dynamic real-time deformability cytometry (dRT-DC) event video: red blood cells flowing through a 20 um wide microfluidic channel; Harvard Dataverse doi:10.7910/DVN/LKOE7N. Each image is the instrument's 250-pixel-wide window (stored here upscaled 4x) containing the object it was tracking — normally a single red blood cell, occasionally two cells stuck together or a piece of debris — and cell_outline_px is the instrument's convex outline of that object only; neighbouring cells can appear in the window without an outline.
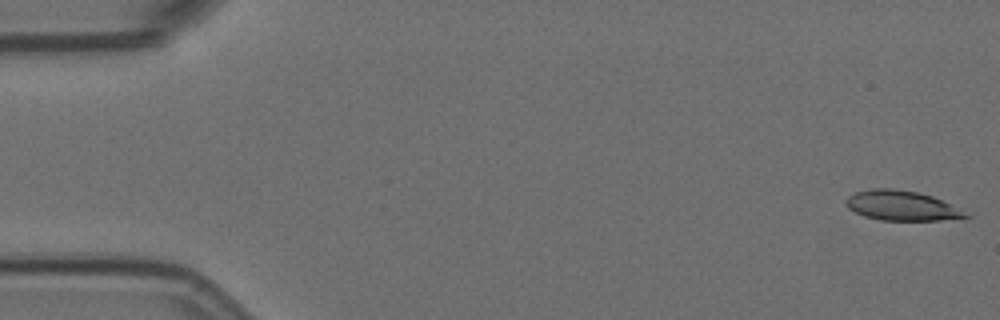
{"species": "Egyptian fruit bat (a non-hibernating species)", "species_latin": "Rousettus aegyptiacus", "temperature_condition": "room temperature", "stored_images_in_passage": 56, "camera_frame_rate_fps": 3000, "um_per_image_px": 0.085, "animal": {"sex": "female"}, "frame": {"image": 1, "passage_image": 1, "time_ms": 0.0, "image_size_px": [1000, 320], "cell_outline_px": [[972, 216], [940, 220], [880, 220], [864, 216], [848, 208], [844, 204], [844, 200], [848, 196], [856, 192], [872, 188], [892, 188], [916, 192], [932, 196]], "centroid_in_image_um": [76.55, 17.47], "position_along_channel_um": 8.5, "area_um2": 20.46}}
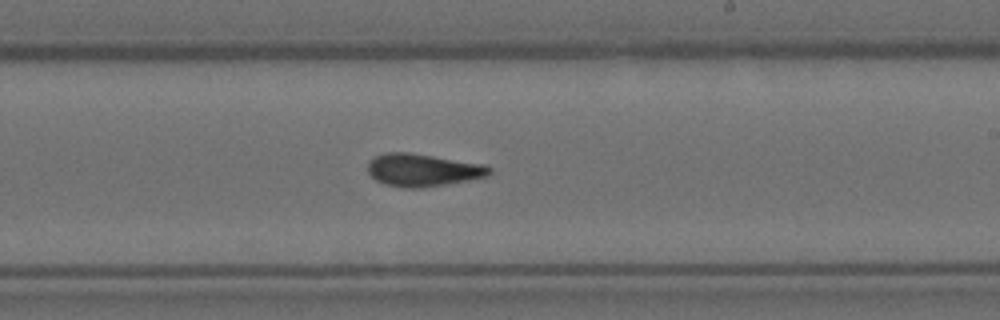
{"frame": {"image": 2, "passage_image": 33, "time_ms": 10.667, "image_size_px": [1000, 320], "cell_outline_px": [[492, 172], [488, 176], [468, 180], [420, 188], [404, 188], [384, 184], [376, 180], [368, 172], [368, 160], [384, 152], [408, 152], [484, 164], [492, 168]], "centroid_in_image_um": [35.92, 14.45], "position_along_channel_um": 253.1, "area_um2": 23.12}}
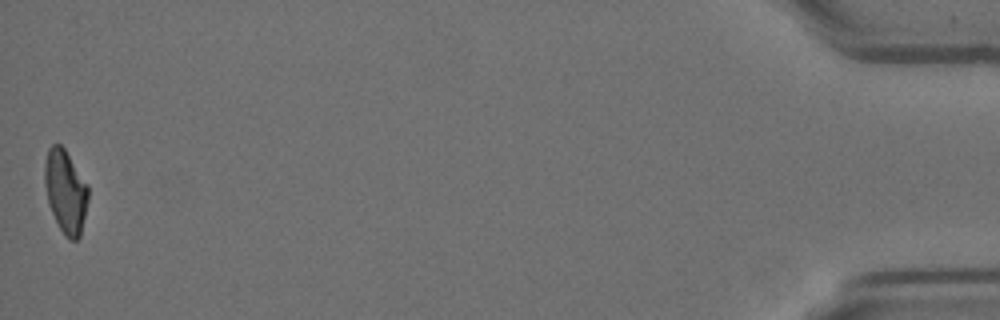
{"frame": {"image": 3, "passage_image": 56, "time_ms": 18.333, "image_size_px": [1000, 320], "cell_outline_px": [[88, 200], [80, 236], [76, 240], [68, 240], [64, 236], [48, 204], [44, 184], [44, 164], [48, 148], [52, 144], [60, 144], [64, 148], [88, 184]], "centroid_in_image_um": [5.56, 16.27], "position_along_channel_um": 429.6, "area_um2": 21.21}, "authors_computed_cell_mechanics": {"area_um2": 22.1374, "velocity_mm_per_s": 3.5853, "shape_relaxation_time_tau1_ms": 8.6586, "shape_relaxation_time_tau2_ms": 2.7823, "deformation_change_tau1": 0.2412, "deformation_change_tau2": 0.1163}}